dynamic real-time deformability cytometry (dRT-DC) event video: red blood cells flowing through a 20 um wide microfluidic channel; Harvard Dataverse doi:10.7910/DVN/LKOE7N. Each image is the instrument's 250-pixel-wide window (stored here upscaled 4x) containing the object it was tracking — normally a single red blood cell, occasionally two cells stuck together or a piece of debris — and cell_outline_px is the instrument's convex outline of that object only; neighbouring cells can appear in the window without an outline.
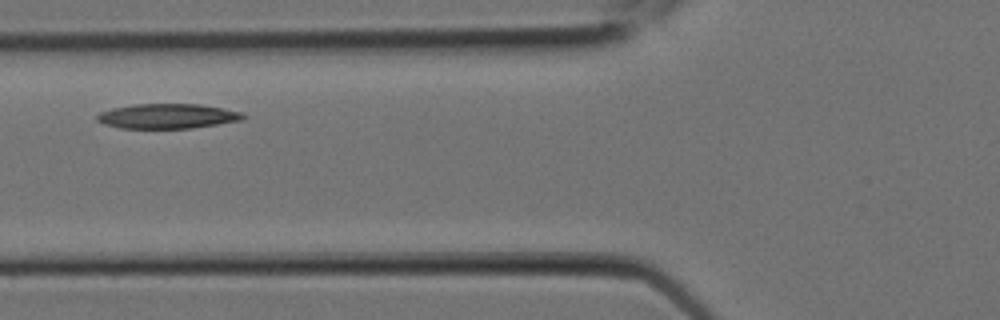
{"species": "Egyptian fruit bat (a non-hibernating species)", "species_latin": "Rousettus aegyptiacus", "temperature_condition": "room temperature", "stored_images_in_passage": 11, "camera_frame_rate_fps": 3000, "um_per_image_px": 0.085, "animal": {"sex": "female"}, "frame": {"image": 1, "passage_image": 4, "time_ms": 1.0, "image_size_px": [1000, 320], "cell_outline_px": [[248, 116], [240, 120], [192, 128], [120, 128], [104, 124], [96, 120], [96, 116], [100, 112], [112, 108], [132, 104], [200, 104], [240, 112]], "centroid_in_image_um": [14.18, 9.87], "position_along_channel_um": 111.6, "area_um2": 20.98}}
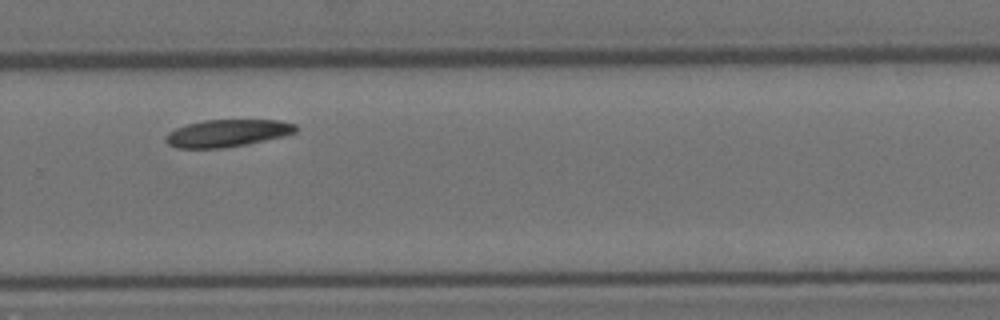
{"frame": {"image": 2, "passage_image": 10, "time_ms": 3.0, "image_size_px": [1000, 320], "cell_outline_px": [[300, 128], [296, 132], [284, 136], [224, 148], [176, 148], [168, 144], [164, 140], [164, 136], [168, 132], [176, 128], [188, 124], [204, 120], [280, 120], [296, 124]], "centroid_in_image_um": [19.32, 11.31], "position_along_channel_um": 310.5, "area_um2": 20.75}}
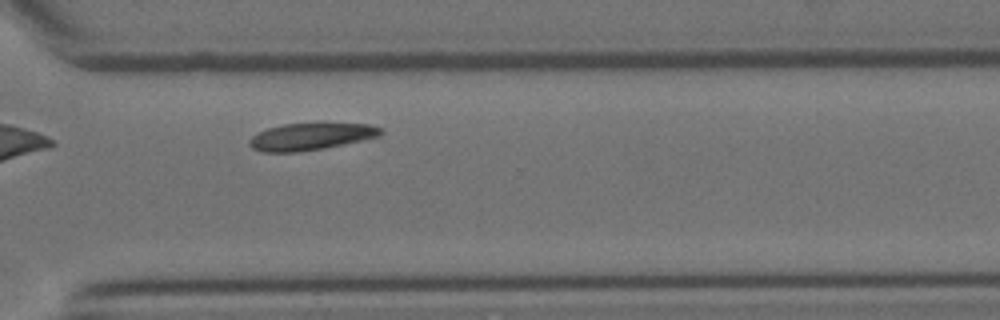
{"frame": {"image": 3, "passage_image": 11, "time_ms": 3.333, "image_size_px": [1000, 320], "cell_outline_px": [[384, 132], [376, 136], [344, 144], [324, 148], [296, 152], [260, 152], [252, 148], [248, 144], [248, 140], [256, 132], [268, 128], [284, 124], [320, 120], [324, 120], [368, 124], [384, 128]], "centroid_in_image_um": [26.42, 11.54], "position_along_channel_um": 344.2, "area_um2": 21.73}}